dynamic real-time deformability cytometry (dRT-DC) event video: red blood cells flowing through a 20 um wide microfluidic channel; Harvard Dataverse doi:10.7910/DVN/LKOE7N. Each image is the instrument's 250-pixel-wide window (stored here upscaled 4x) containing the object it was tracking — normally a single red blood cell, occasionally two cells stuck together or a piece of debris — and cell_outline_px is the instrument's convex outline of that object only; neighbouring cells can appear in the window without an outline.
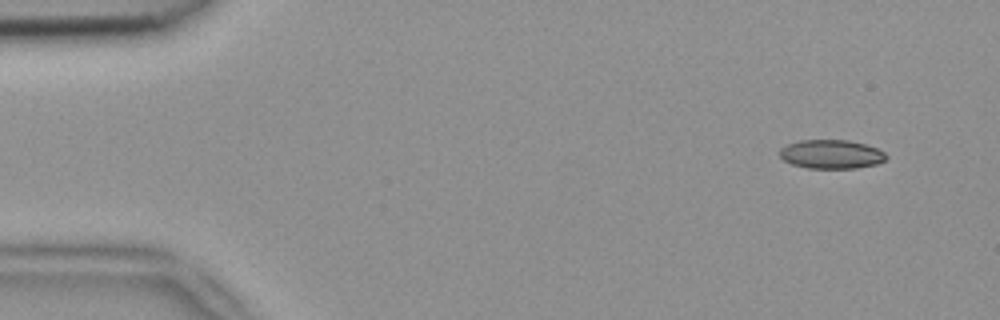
{"species": "common noctule bat (a hibernating species)", "species_latin": "Nyctalus noctula", "temperature_condition": "room temperature", "stored_images_in_passage": 4, "camera_frame_rate_fps": 3000, "um_per_image_px": 0.085, "animal": {"sex": "female", "body_mass_g": 18.4}, "frame": {"image": 1, "passage_image": 1, "time_ms": 0.0, "image_size_px": [1000, 320], "cell_outline_px": [[888, 156], [884, 160], [876, 164], [856, 168], [808, 168], [792, 164], [784, 160], [780, 156], [780, 148], [788, 144], [800, 140], [848, 140], [864, 144], [876, 148], [884, 152]], "centroid_in_image_um": [70.65, 13.11], "position_along_channel_um": 14.3, "area_um2": 17.8}}
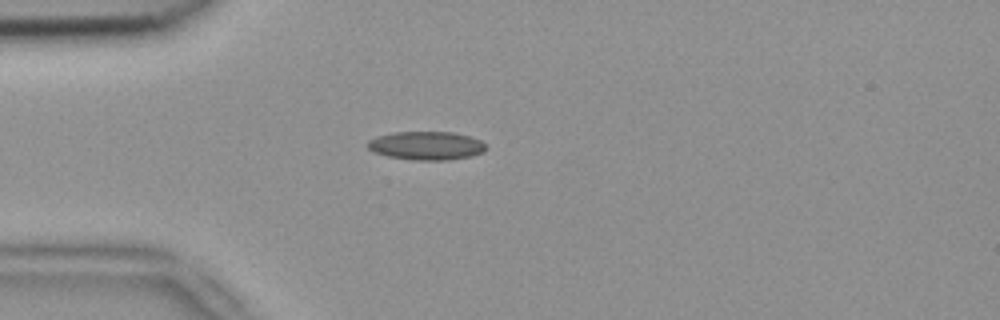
{"frame": {"image": 2, "passage_image": 4, "time_ms": 1.0, "image_size_px": [1000, 320], "cell_outline_px": [[488, 148], [484, 152], [472, 156], [448, 160], [416, 160], [388, 156], [376, 152], [368, 148], [368, 140], [376, 136], [392, 132], [452, 132], [468, 136], [480, 140], [488, 144]], "centroid_in_image_um": [36.29, 12.37], "position_along_channel_um": 48.7, "area_um2": 19.71}}